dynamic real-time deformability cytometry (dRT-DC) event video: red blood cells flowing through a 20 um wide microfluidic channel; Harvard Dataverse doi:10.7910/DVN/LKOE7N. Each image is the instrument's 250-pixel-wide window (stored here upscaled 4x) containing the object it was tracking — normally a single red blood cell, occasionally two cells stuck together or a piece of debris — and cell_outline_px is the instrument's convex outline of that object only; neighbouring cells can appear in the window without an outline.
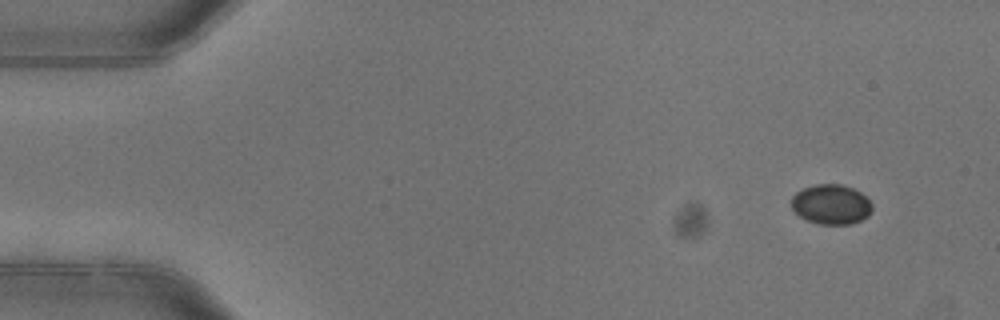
{"species": "common noctule bat (a hibernating species)", "species_latin": "Nyctalus noctula", "temperature_condition": "warm", "stored_images_in_passage": 4, "camera_frame_rate_fps": 3000, "um_per_image_px": 0.085, "animal": {"sex": "female"}, "frame": {"image": 1, "passage_image": 1, "time_ms": 0.0, "image_size_px": [1000, 320], "cell_outline_px": [[872, 212], [868, 216], [852, 224], [820, 224], [808, 220], [800, 216], [792, 208], [792, 196], [796, 192], [804, 188], [816, 184], [840, 184], [852, 188], [860, 192], [872, 204]], "centroid_in_image_um": [70.66, 17.37], "position_along_channel_um": 14.3, "area_um2": 18.61}}
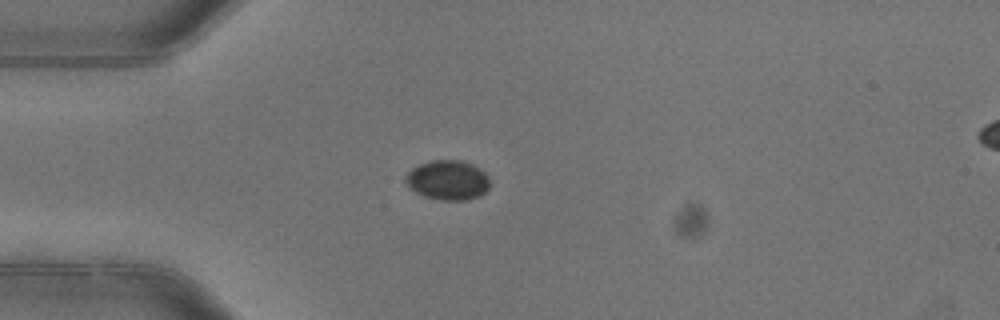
{"frame": {"image": 2, "passage_image": 4, "time_ms": 1.0, "image_size_px": [1000, 320], "cell_outline_px": [[488, 188], [480, 196], [468, 200], [440, 200], [424, 196], [408, 188], [404, 180], [404, 176], [412, 168], [420, 164], [432, 160], [460, 160], [472, 164], [480, 168], [488, 176]], "centroid_in_image_um": [38.03, 15.31], "position_along_channel_um": 47.0, "area_um2": 19.59}}